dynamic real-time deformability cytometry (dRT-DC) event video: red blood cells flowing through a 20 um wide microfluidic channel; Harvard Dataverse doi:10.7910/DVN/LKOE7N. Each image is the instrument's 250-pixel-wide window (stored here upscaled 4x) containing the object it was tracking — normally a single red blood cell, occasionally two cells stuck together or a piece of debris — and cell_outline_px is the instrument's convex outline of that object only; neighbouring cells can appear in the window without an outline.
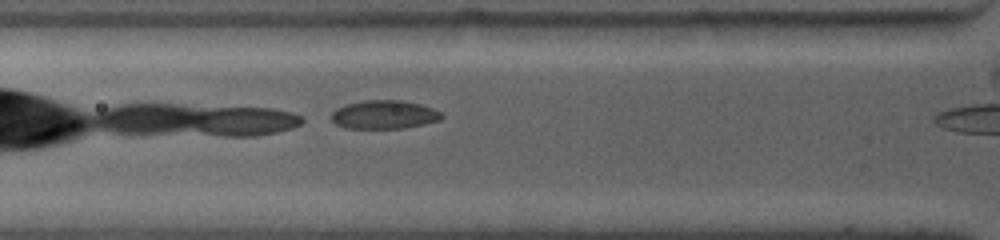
{"species": "common noctule bat (a hibernating species)", "species_latin": "Nyctalus noctula", "temperature_condition": "warm", "stored_images_in_passage": 3, "segment_of_instrument_passage": [1, 2], "camera_frame_rate_fps": 4500, "um_per_image_px": 0.085, "animal": {"sex": "female", "body_mass_g": 19.0, "forearm_length_mm": 53.3}, "frame": {"image": 1, "passage_image": 2, "time_ms": 0.667, "image_size_px": [1000, 240], "cell_outline_px": [[444, 116], [440, 120], [424, 124], [404, 128], [344, 128], [336, 124], [328, 116], [336, 108], [344, 104], [364, 100], [400, 100], [420, 104], [432, 108], [440, 112]], "centroid_in_image_um": [32.61, 9.74], "position_along_channel_um": 93.2, "area_um2": 18.5}}